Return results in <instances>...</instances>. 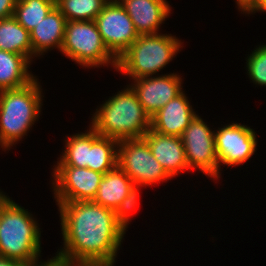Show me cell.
<instances>
[{"instance_id":"obj_9","label":"cell","mask_w":266,"mask_h":266,"mask_svg":"<svg viewBox=\"0 0 266 266\" xmlns=\"http://www.w3.org/2000/svg\"><path fill=\"white\" fill-rule=\"evenodd\" d=\"M257 133L245 124L231 123L214 130L216 153L219 162V178L221 165L240 166L249 161L257 150Z\"/></svg>"},{"instance_id":"obj_18","label":"cell","mask_w":266,"mask_h":266,"mask_svg":"<svg viewBox=\"0 0 266 266\" xmlns=\"http://www.w3.org/2000/svg\"><path fill=\"white\" fill-rule=\"evenodd\" d=\"M133 186L129 176L116 166L103 175L93 202L115 211Z\"/></svg>"},{"instance_id":"obj_7","label":"cell","mask_w":266,"mask_h":266,"mask_svg":"<svg viewBox=\"0 0 266 266\" xmlns=\"http://www.w3.org/2000/svg\"><path fill=\"white\" fill-rule=\"evenodd\" d=\"M117 166L134 185L147 186L171 181L161 164L154 158L147 142L142 139L121 140L117 147Z\"/></svg>"},{"instance_id":"obj_24","label":"cell","mask_w":266,"mask_h":266,"mask_svg":"<svg viewBox=\"0 0 266 266\" xmlns=\"http://www.w3.org/2000/svg\"><path fill=\"white\" fill-rule=\"evenodd\" d=\"M258 46V47H257ZM246 58V71L250 82L266 86V44L257 45Z\"/></svg>"},{"instance_id":"obj_6","label":"cell","mask_w":266,"mask_h":266,"mask_svg":"<svg viewBox=\"0 0 266 266\" xmlns=\"http://www.w3.org/2000/svg\"><path fill=\"white\" fill-rule=\"evenodd\" d=\"M60 52L83 68H117V59L104 45L94 20L67 21Z\"/></svg>"},{"instance_id":"obj_2","label":"cell","mask_w":266,"mask_h":266,"mask_svg":"<svg viewBox=\"0 0 266 266\" xmlns=\"http://www.w3.org/2000/svg\"><path fill=\"white\" fill-rule=\"evenodd\" d=\"M127 86V87H126ZM92 114L90 126L103 137L116 141L142 139L151 128V117L133 89L126 85Z\"/></svg>"},{"instance_id":"obj_10","label":"cell","mask_w":266,"mask_h":266,"mask_svg":"<svg viewBox=\"0 0 266 266\" xmlns=\"http://www.w3.org/2000/svg\"><path fill=\"white\" fill-rule=\"evenodd\" d=\"M53 167L51 184L56 202L93 201L104 174L84 167Z\"/></svg>"},{"instance_id":"obj_29","label":"cell","mask_w":266,"mask_h":266,"mask_svg":"<svg viewBox=\"0 0 266 266\" xmlns=\"http://www.w3.org/2000/svg\"><path fill=\"white\" fill-rule=\"evenodd\" d=\"M256 0H236V7L239 11H241V14L244 12L255 2Z\"/></svg>"},{"instance_id":"obj_8","label":"cell","mask_w":266,"mask_h":266,"mask_svg":"<svg viewBox=\"0 0 266 266\" xmlns=\"http://www.w3.org/2000/svg\"><path fill=\"white\" fill-rule=\"evenodd\" d=\"M196 114L181 135L190 171H201L212 180L219 179V162L216 153L214 130Z\"/></svg>"},{"instance_id":"obj_20","label":"cell","mask_w":266,"mask_h":266,"mask_svg":"<svg viewBox=\"0 0 266 266\" xmlns=\"http://www.w3.org/2000/svg\"><path fill=\"white\" fill-rule=\"evenodd\" d=\"M0 50L20 54L31 63L33 61L30 32L13 16L0 19Z\"/></svg>"},{"instance_id":"obj_32","label":"cell","mask_w":266,"mask_h":266,"mask_svg":"<svg viewBox=\"0 0 266 266\" xmlns=\"http://www.w3.org/2000/svg\"><path fill=\"white\" fill-rule=\"evenodd\" d=\"M77 266H111V265H77Z\"/></svg>"},{"instance_id":"obj_23","label":"cell","mask_w":266,"mask_h":266,"mask_svg":"<svg viewBox=\"0 0 266 266\" xmlns=\"http://www.w3.org/2000/svg\"><path fill=\"white\" fill-rule=\"evenodd\" d=\"M107 0H56V7L67 21L95 20Z\"/></svg>"},{"instance_id":"obj_13","label":"cell","mask_w":266,"mask_h":266,"mask_svg":"<svg viewBox=\"0 0 266 266\" xmlns=\"http://www.w3.org/2000/svg\"><path fill=\"white\" fill-rule=\"evenodd\" d=\"M143 139L171 178L190 171L181 137L159 134L150 128Z\"/></svg>"},{"instance_id":"obj_30","label":"cell","mask_w":266,"mask_h":266,"mask_svg":"<svg viewBox=\"0 0 266 266\" xmlns=\"http://www.w3.org/2000/svg\"><path fill=\"white\" fill-rule=\"evenodd\" d=\"M0 266H26L23 263L10 258L0 257Z\"/></svg>"},{"instance_id":"obj_28","label":"cell","mask_w":266,"mask_h":266,"mask_svg":"<svg viewBox=\"0 0 266 266\" xmlns=\"http://www.w3.org/2000/svg\"><path fill=\"white\" fill-rule=\"evenodd\" d=\"M256 12H266V0H256L244 13L254 15Z\"/></svg>"},{"instance_id":"obj_15","label":"cell","mask_w":266,"mask_h":266,"mask_svg":"<svg viewBox=\"0 0 266 266\" xmlns=\"http://www.w3.org/2000/svg\"><path fill=\"white\" fill-rule=\"evenodd\" d=\"M183 90L151 117V129L159 134L181 137L197 114Z\"/></svg>"},{"instance_id":"obj_14","label":"cell","mask_w":266,"mask_h":266,"mask_svg":"<svg viewBox=\"0 0 266 266\" xmlns=\"http://www.w3.org/2000/svg\"><path fill=\"white\" fill-rule=\"evenodd\" d=\"M120 4L139 35L160 33L161 24L172 14L167 0H122Z\"/></svg>"},{"instance_id":"obj_19","label":"cell","mask_w":266,"mask_h":266,"mask_svg":"<svg viewBox=\"0 0 266 266\" xmlns=\"http://www.w3.org/2000/svg\"><path fill=\"white\" fill-rule=\"evenodd\" d=\"M88 168L105 174L117 166L118 141L100 136L90 125Z\"/></svg>"},{"instance_id":"obj_26","label":"cell","mask_w":266,"mask_h":266,"mask_svg":"<svg viewBox=\"0 0 266 266\" xmlns=\"http://www.w3.org/2000/svg\"><path fill=\"white\" fill-rule=\"evenodd\" d=\"M41 260L42 259L36 262H33L32 264L28 266H77V264H74L68 261L67 259H64L56 254L54 257L47 259L46 261L43 260L42 262Z\"/></svg>"},{"instance_id":"obj_3","label":"cell","mask_w":266,"mask_h":266,"mask_svg":"<svg viewBox=\"0 0 266 266\" xmlns=\"http://www.w3.org/2000/svg\"><path fill=\"white\" fill-rule=\"evenodd\" d=\"M42 86L36 77L25 87L0 91V148L10 151L39 120Z\"/></svg>"},{"instance_id":"obj_21","label":"cell","mask_w":266,"mask_h":266,"mask_svg":"<svg viewBox=\"0 0 266 266\" xmlns=\"http://www.w3.org/2000/svg\"><path fill=\"white\" fill-rule=\"evenodd\" d=\"M65 136V150L54 166H73L88 168L89 163V130Z\"/></svg>"},{"instance_id":"obj_22","label":"cell","mask_w":266,"mask_h":266,"mask_svg":"<svg viewBox=\"0 0 266 266\" xmlns=\"http://www.w3.org/2000/svg\"><path fill=\"white\" fill-rule=\"evenodd\" d=\"M56 6V0H16L13 17L31 31Z\"/></svg>"},{"instance_id":"obj_17","label":"cell","mask_w":266,"mask_h":266,"mask_svg":"<svg viewBox=\"0 0 266 266\" xmlns=\"http://www.w3.org/2000/svg\"><path fill=\"white\" fill-rule=\"evenodd\" d=\"M32 63L23 55L0 50V91L19 89L37 76L29 71Z\"/></svg>"},{"instance_id":"obj_25","label":"cell","mask_w":266,"mask_h":266,"mask_svg":"<svg viewBox=\"0 0 266 266\" xmlns=\"http://www.w3.org/2000/svg\"><path fill=\"white\" fill-rule=\"evenodd\" d=\"M140 189L142 186L134 185L129 191L128 195L118 205L114 211L117 222L127 231L128 225L130 224L133 214L136 212L138 205L140 204ZM139 198V199H138ZM134 212V213H133Z\"/></svg>"},{"instance_id":"obj_4","label":"cell","mask_w":266,"mask_h":266,"mask_svg":"<svg viewBox=\"0 0 266 266\" xmlns=\"http://www.w3.org/2000/svg\"><path fill=\"white\" fill-rule=\"evenodd\" d=\"M33 216L12 198L5 202L0 209V257L26 266L41 258V228Z\"/></svg>"},{"instance_id":"obj_16","label":"cell","mask_w":266,"mask_h":266,"mask_svg":"<svg viewBox=\"0 0 266 266\" xmlns=\"http://www.w3.org/2000/svg\"><path fill=\"white\" fill-rule=\"evenodd\" d=\"M67 19L55 6L48 15L30 31L33 59L48 51L62 48Z\"/></svg>"},{"instance_id":"obj_27","label":"cell","mask_w":266,"mask_h":266,"mask_svg":"<svg viewBox=\"0 0 266 266\" xmlns=\"http://www.w3.org/2000/svg\"><path fill=\"white\" fill-rule=\"evenodd\" d=\"M16 0H0V19L13 16Z\"/></svg>"},{"instance_id":"obj_12","label":"cell","mask_w":266,"mask_h":266,"mask_svg":"<svg viewBox=\"0 0 266 266\" xmlns=\"http://www.w3.org/2000/svg\"><path fill=\"white\" fill-rule=\"evenodd\" d=\"M179 73H167L133 79V89L145 111L152 117L159 109L183 91Z\"/></svg>"},{"instance_id":"obj_1","label":"cell","mask_w":266,"mask_h":266,"mask_svg":"<svg viewBox=\"0 0 266 266\" xmlns=\"http://www.w3.org/2000/svg\"><path fill=\"white\" fill-rule=\"evenodd\" d=\"M56 204L63 247L55 254L77 265L114 266L126 234L114 211L93 201Z\"/></svg>"},{"instance_id":"obj_5","label":"cell","mask_w":266,"mask_h":266,"mask_svg":"<svg viewBox=\"0 0 266 266\" xmlns=\"http://www.w3.org/2000/svg\"><path fill=\"white\" fill-rule=\"evenodd\" d=\"M182 43L171 33L139 35L117 59L116 71L128 76L129 80L159 75L158 72L181 52Z\"/></svg>"},{"instance_id":"obj_11","label":"cell","mask_w":266,"mask_h":266,"mask_svg":"<svg viewBox=\"0 0 266 266\" xmlns=\"http://www.w3.org/2000/svg\"><path fill=\"white\" fill-rule=\"evenodd\" d=\"M102 41L118 59L138 38L133 21L120 2H107L95 18Z\"/></svg>"},{"instance_id":"obj_33","label":"cell","mask_w":266,"mask_h":266,"mask_svg":"<svg viewBox=\"0 0 266 266\" xmlns=\"http://www.w3.org/2000/svg\"><path fill=\"white\" fill-rule=\"evenodd\" d=\"M109 2H121L122 0H107Z\"/></svg>"},{"instance_id":"obj_31","label":"cell","mask_w":266,"mask_h":266,"mask_svg":"<svg viewBox=\"0 0 266 266\" xmlns=\"http://www.w3.org/2000/svg\"><path fill=\"white\" fill-rule=\"evenodd\" d=\"M10 197L6 193L0 190V209Z\"/></svg>"}]
</instances>
